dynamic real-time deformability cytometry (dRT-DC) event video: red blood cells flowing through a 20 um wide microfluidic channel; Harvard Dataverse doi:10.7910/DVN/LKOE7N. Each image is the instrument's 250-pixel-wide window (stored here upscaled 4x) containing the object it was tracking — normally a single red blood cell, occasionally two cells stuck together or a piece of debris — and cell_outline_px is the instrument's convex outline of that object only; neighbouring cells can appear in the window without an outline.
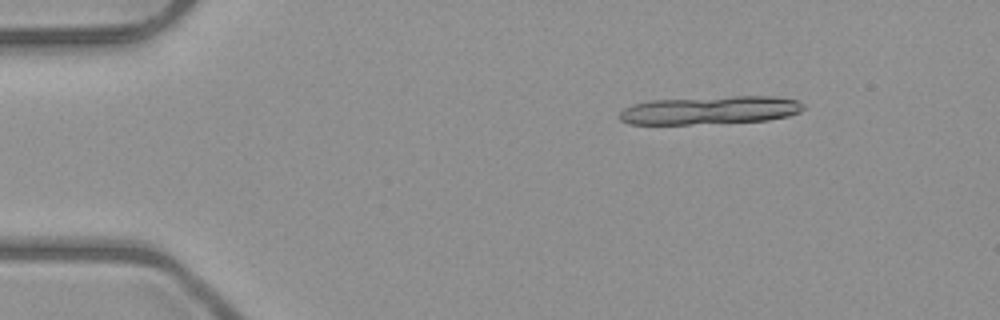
{"species": "common noctule bat (a hibernating species)", "species_latin": "Nyctalus noctula", "temperature_condition": "room temperature", "stored_images_in_passage": 6, "segment_of_instrument_passage": [1, 2], "camera_frame_rate_fps": 3000, "um_per_image_px": 0.085, "animal": {"sex": "male", "body_mass_g": 23.1, "forearm_length_mm": 52.7}, "frame": {"image": 1, "passage_image": 2, "time_ms": 1.0, "image_size_px": [1000, 320], "cell_outline_px": [[804, 108], [800, 112], [788, 116], [768, 120], [692, 124], [628, 124], [620, 120], [620, 112], [624, 108], [632, 104], [648, 100], [732, 96], [772, 96], [800, 100], [804, 104]], "centroid_in_image_um": [60.36, 9.36], "position_along_channel_um": 24.6, "area_um2": 30.4}}